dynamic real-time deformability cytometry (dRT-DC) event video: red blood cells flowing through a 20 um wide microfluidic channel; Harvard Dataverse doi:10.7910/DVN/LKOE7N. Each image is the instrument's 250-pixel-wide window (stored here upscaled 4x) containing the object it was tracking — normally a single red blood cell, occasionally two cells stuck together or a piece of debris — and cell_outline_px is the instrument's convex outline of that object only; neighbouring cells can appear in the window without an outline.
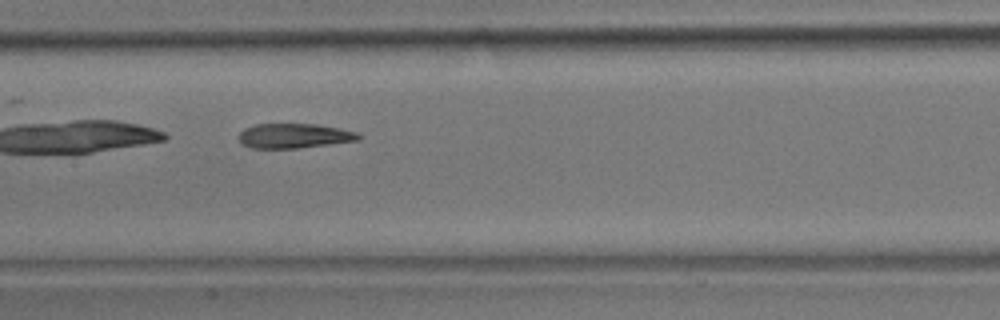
{"species": "common noctule bat (a hibernating species)", "species_latin": "Nyctalus noctula", "temperature_condition": "room temperature", "stored_images_in_passage": 39, "camera_frame_rate_fps": 3000, "um_per_image_px": 0.085, "animal": {"sex": "male", "body_mass_g": 17.9}, "frame": {"image": 1, "passage_image": 12, "time_ms": 3.667, "image_size_px": [1000, 320], "cell_outline_px": [[360, 140], [296, 148], [252, 148], [240, 144], [236, 136], [244, 128], [256, 124], [316, 124], [340, 128], [356, 132], [360, 136]], "centroid_in_image_um": [24.93, 11.54], "position_along_channel_um": 182.5, "area_um2": 17.28}, "authors_computed_cell_mechanics": {"area_um2": 17.9758, "velocity_mm_per_s": 3.8573, "shape_relaxation_time_tau1_ms": 5.8969, "shape_relaxation_time_tau2_ms": 2.2443, "deformation_change_tau1": 0.2387, "deformation_change_tau2": 0.1166}}